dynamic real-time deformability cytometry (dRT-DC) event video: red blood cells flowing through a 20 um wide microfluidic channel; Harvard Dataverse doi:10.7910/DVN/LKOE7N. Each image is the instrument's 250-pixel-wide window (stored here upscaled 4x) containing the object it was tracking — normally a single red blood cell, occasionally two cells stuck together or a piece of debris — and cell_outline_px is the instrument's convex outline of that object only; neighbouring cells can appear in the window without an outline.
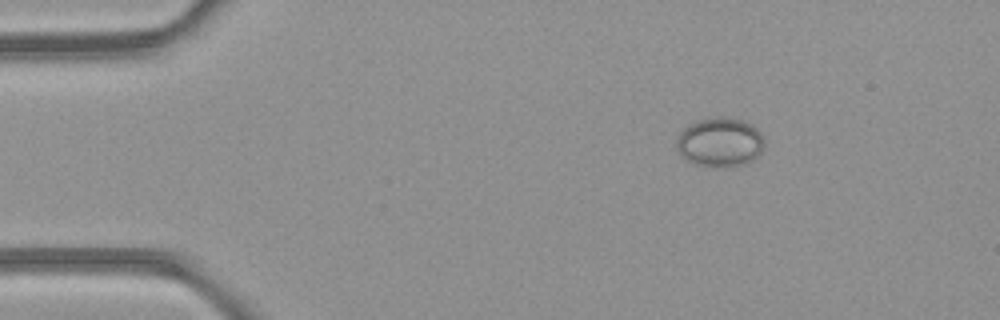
{"species": "common noctule bat (a hibernating species)", "species_latin": "Nyctalus noctula", "temperature_condition": "room temperature", "stored_images_in_passage": 49, "camera_frame_rate_fps": 3000, "um_per_image_px": 0.085, "animal": {"sex": "female", "body_mass_g": 21.9}, "frame": {"image": 1, "passage_image": 7, "time_ms": 2.0, "image_size_px": [1000, 320], "cell_outline_px": [[764, 144], [760, 152], [752, 160], [744, 164], [692, 164], [680, 156], [676, 148], [676, 144], [680, 132], [684, 128], [700, 120], [716, 116], [728, 116], [740, 120], [756, 128], [764, 136]], "centroid_in_image_um": [61.18, 12.05], "position_along_channel_um": 23.8, "area_um2": 24.57}}
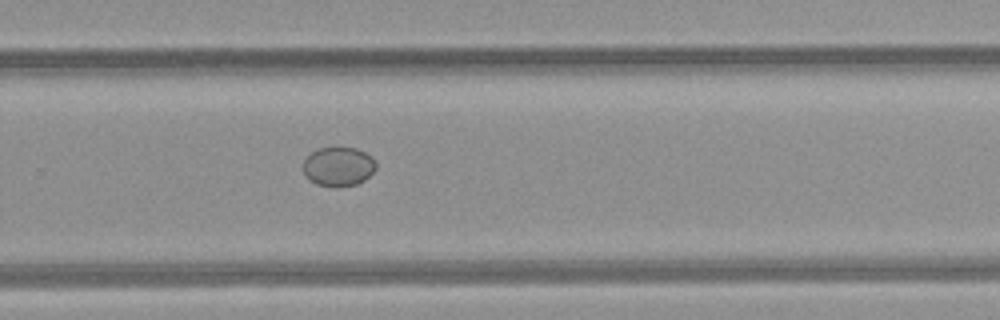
{"frame": {"image": 2, "passage_image": 32, "time_ms": 10.333, "image_size_px": [1000, 320], "cell_outline_px": [[376, 168], [364, 180], [356, 184], [336, 188], [332, 188], [316, 184], [304, 172], [304, 160], [316, 148], [356, 148], [372, 156], [376, 160]], "centroid_in_image_um": [28.79, 14.16], "position_along_channel_um": 301.0, "area_um2": 16.59}}
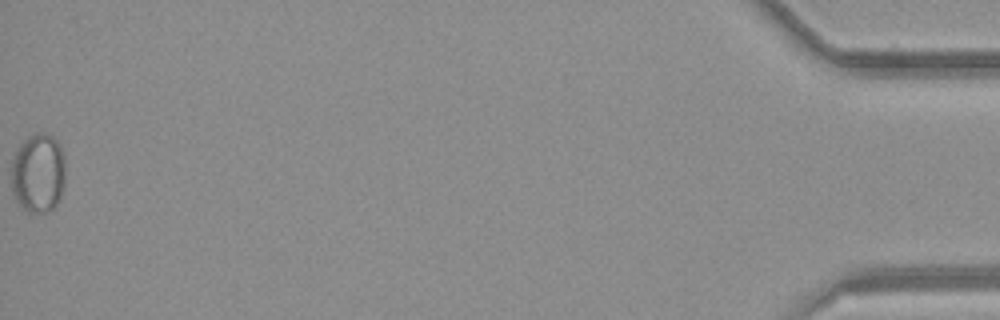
{"frame": {"image": 3, "passage_image": 49, "time_ms": 16.0, "image_size_px": [1000, 320], "cell_outline_px": [[64, 188], [60, 200], [52, 208], [44, 212], [28, 212], [16, 200], [12, 192], [12, 156], [16, 148], [28, 136], [36, 132], [44, 132], [52, 136], [56, 140], [64, 156]], "centroid_in_image_um": [3.24, 14.69], "position_along_channel_um": 432.0, "area_um2": 25.2}}